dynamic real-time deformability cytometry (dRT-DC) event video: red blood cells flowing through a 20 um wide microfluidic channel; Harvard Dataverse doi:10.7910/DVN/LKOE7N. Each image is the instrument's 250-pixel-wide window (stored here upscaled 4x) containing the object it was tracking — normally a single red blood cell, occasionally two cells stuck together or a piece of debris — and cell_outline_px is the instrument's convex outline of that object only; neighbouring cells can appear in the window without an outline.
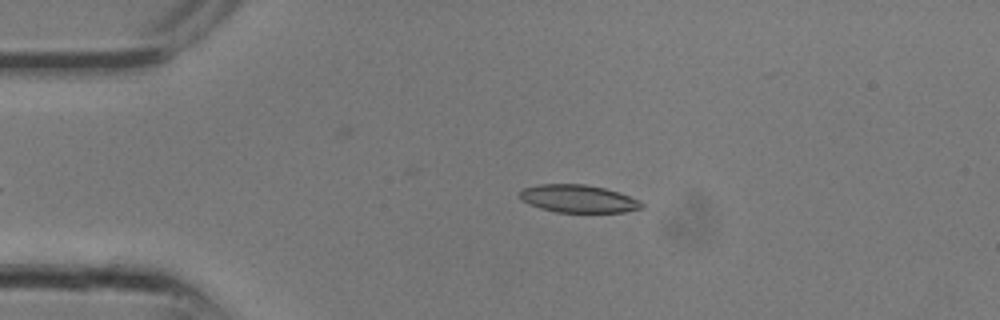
{"species": "common noctule bat (a hibernating species)", "species_latin": "Nyctalus noctula", "temperature_condition": "room temperature", "stored_images_in_passage": 7, "camera_frame_rate_fps": 3000, "um_per_image_px": 0.085, "animal": {"sex": "male", "body_mass_g": 13.3}, "frame": {"image": 1, "passage_image": 2, "time_ms": 0.333, "image_size_px": [1000, 320], "cell_outline_px": [[644, 208], [624, 212], [556, 212], [540, 208], [528, 204], [520, 196], [520, 192], [524, 188], [540, 184], [584, 184], [604, 188], [620, 192], [640, 200], [644, 204]], "centroid_in_image_um": [49.21, 16.89], "position_along_channel_um": 35.8, "area_um2": 19.71}}
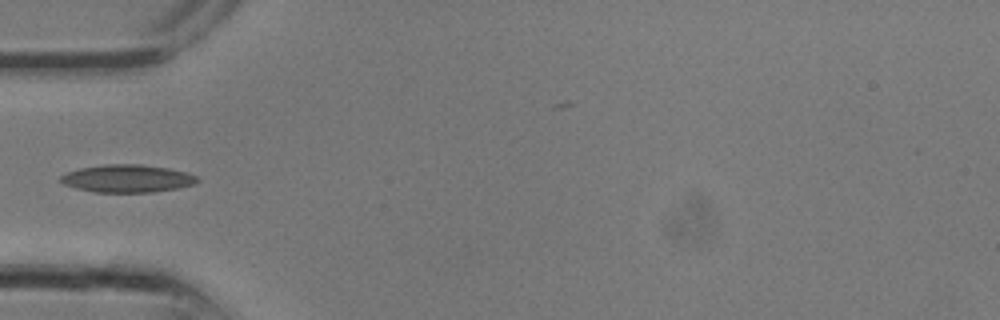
{"frame": {"image": 2, "passage_image": 5, "time_ms": 1.333, "image_size_px": [1000, 320], "cell_outline_px": [[200, 180], [196, 184], [176, 188], [152, 192], [96, 192], [76, 188], [64, 184], [60, 180], [60, 176], [68, 172], [80, 168], [104, 164], [140, 164], [168, 168], [184, 172], [196, 176]], "centroid_in_image_um": [10.82, 15.17], "position_along_channel_um": 74.2, "area_um2": 21.91}}